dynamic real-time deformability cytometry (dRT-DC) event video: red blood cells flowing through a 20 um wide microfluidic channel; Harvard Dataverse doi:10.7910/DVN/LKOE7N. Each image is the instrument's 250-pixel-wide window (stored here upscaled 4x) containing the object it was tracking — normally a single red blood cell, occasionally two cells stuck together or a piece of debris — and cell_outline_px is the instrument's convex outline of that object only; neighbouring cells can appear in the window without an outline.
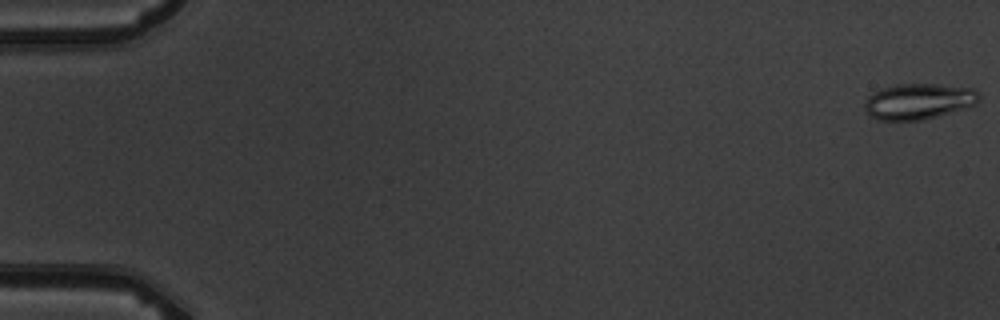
{"species": "common noctule bat (a hibernating species)", "species_latin": "Nyctalus noctula", "temperature_condition": "warm", "stored_images_in_passage": 5, "camera_frame_rate_fps": 3000, "um_per_image_px": 0.085, "animal": {"sex": "male", "body_mass_g": 19.5, "forearm_length_mm": 54.6}, "frame": {"image": 1, "passage_image": 1, "time_ms": 0.0, "image_size_px": [1000, 320], "cell_outline_px": [[980, 100], [976, 104], [968, 108], [924, 120], [876, 120], [868, 116], [864, 108], [864, 100], [872, 92], [896, 84], [936, 84], [972, 88], [980, 96]], "centroid_in_image_um": [78.06, 8.63], "position_along_channel_um": 6.9, "area_um2": 24.22}}